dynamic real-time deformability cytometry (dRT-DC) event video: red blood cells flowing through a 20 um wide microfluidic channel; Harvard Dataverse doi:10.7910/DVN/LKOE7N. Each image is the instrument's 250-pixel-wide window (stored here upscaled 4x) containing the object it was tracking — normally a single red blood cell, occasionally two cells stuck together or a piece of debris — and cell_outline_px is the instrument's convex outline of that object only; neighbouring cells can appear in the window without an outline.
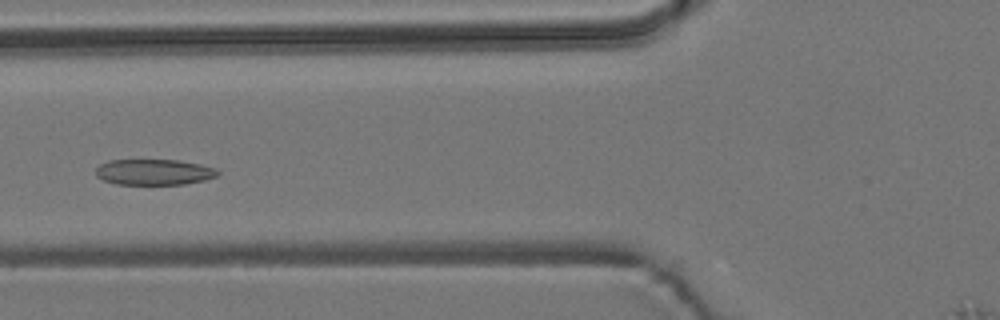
{"species": "common noctule bat (a hibernating species)", "species_latin": "Nyctalus noctula", "temperature_condition": "room temperature", "stored_images_in_passage": 7, "camera_frame_rate_fps": 3000, "um_per_image_px": 0.085, "animal": {"sex": "male", "body_mass_g": 19.2, "forearm_length_mm": 51.8}, "frame": {"image": 1, "passage_image": 5, "time_ms": 4.667, "image_size_px": [1000, 320], "cell_outline_px": [[220, 172], [216, 176], [204, 180], [184, 184], [116, 184], [104, 180], [96, 176], [96, 168], [100, 164], [108, 160], [180, 160], [200, 164], [216, 168]], "centroid_in_image_um": [13.09, 14.62], "position_along_channel_um": 112.7, "area_um2": 18.32}}
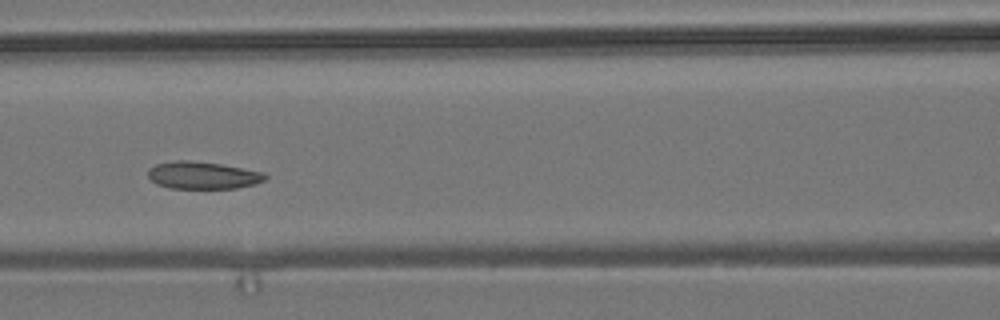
{"frame": {"image": 2, "passage_image": 6, "time_ms": 5.667, "image_size_px": [1000, 320], "cell_outline_px": [[268, 176], [264, 180], [256, 184], [236, 188], [168, 188], [156, 184], [148, 176], [148, 168], [156, 164], [176, 160], [192, 160], [220, 164], [264, 172]], "centroid_in_image_um": [17.23, 14.9], "position_along_channel_um": 149.4, "area_um2": 18.73}}
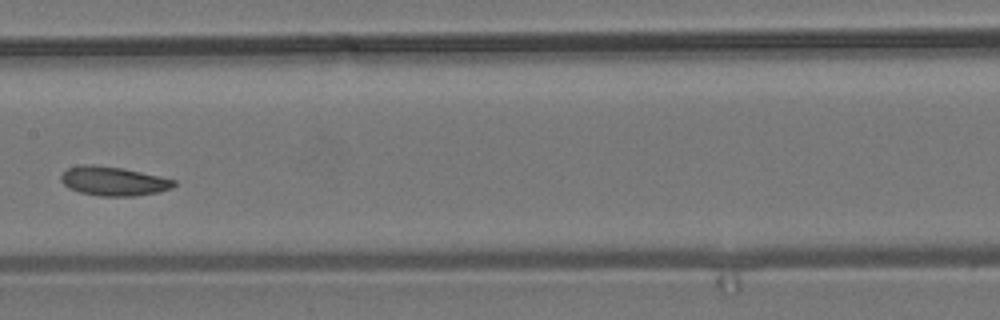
{"frame": {"image": 3, "passage_image": 7, "time_ms": 7.0, "image_size_px": [1000, 320], "cell_outline_px": [[176, 184], [172, 188], [160, 192], [136, 196], [100, 196], [80, 192], [68, 188], [60, 180], [60, 176], [68, 168], [80, 164], [92, 164], [120, 168], [160, 176], [176, 180]], "centroid_in_image_um": [9.64, 15.4], "position_along_channel_um": 197.8, "area_um2": 19.19}}